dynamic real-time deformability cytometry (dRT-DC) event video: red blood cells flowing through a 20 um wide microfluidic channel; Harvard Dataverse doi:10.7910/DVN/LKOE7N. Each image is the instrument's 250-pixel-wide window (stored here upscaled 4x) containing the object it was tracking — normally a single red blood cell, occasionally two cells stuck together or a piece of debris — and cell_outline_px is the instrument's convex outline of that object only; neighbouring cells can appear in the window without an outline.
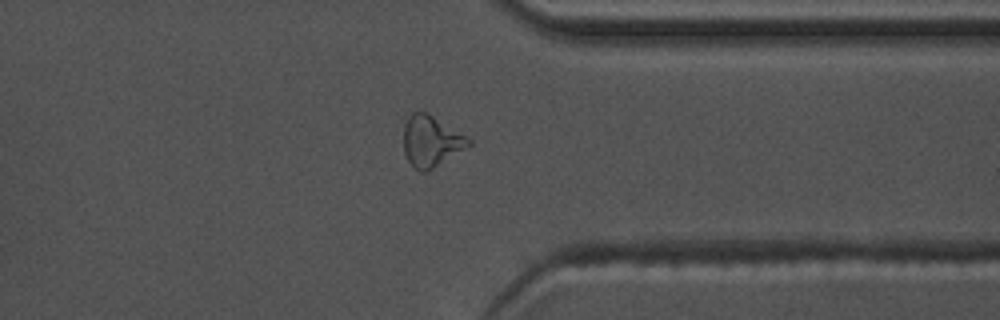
{"species": "common noctule bat (a hibernating species)", "species_latin": "Nyctalus noctula", "temperature_condition": "warm", "stored_images_in_passage": 44, "camera_frame_rate_fps": 3000, "um_per_image_px": 0.085, "animal": {"sex": "male", "body_mass_g": 17.5, "forearm_length_mm": 52.3}, "frame": {"image": 1, "passage_image": 32, "time_ms": 10.333, "image_size_px": [1000, 320], "cell_outline_px": [[472, 144], [432, 168], [424, 172], [420, 172], [408, 160], [404, 152], [404, 124], [408, 116], [412, 112], [428, 112], [472, 140]], "centroid_in_image_um": [36.62, 11.97], "position_along_channel_um": 374.8, "area_um2": 19.02}, "authors_computed_cell_mechanics": {"area_um2": 17.2244, "velocity_mm_per_s": 3.7461, "shape_relaxation_time_tau1_ms": 5.834, "shape_relaxation_time_tau2_ms": 3.2303, "deformation_change_tau1": 0.2255, "deformation_change_tau2": 0.1157}}